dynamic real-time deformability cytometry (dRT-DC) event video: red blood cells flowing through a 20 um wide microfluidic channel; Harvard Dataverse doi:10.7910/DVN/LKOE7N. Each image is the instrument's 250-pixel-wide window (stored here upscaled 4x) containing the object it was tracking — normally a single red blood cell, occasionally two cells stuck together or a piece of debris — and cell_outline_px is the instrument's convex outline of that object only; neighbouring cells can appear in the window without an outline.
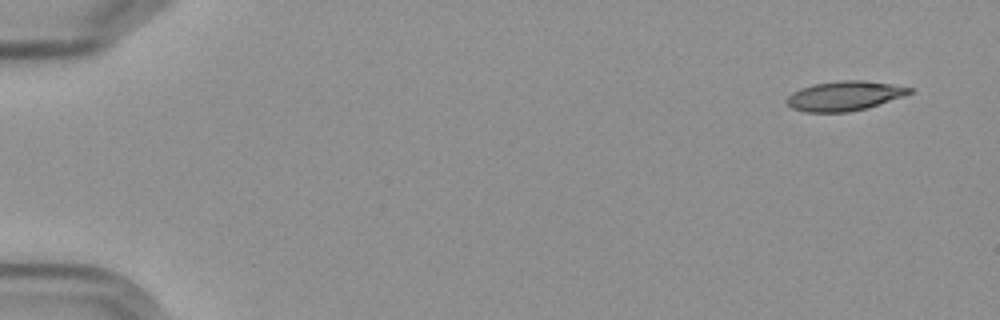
{"species": "Egyptian fruit bat (a non-hibernating species)", "species_latin": "Rousettus aegyptiacus", "temperature_condition": "cold", "stored_images_in_passage": 6, "camera_frame_rate_fps": 3000, "um_per_image_px": 0.085, "frame": {"image": 1, "passage_image": 1, "time_ms": 0.0, "image_size_px": [1000, 320], "cell_outline_px": [[912, 92], [868, 108], [848, 112], [804, 112], [792, 108], [784, 100], [792, 92], [800, 88], [812, 84], [840, 80], [864, 80], [912, 88]], "centroid_in_image_um": [71.7, 8.15], "position_along_channel_um": 13.3, "area_um2": 21.04}}
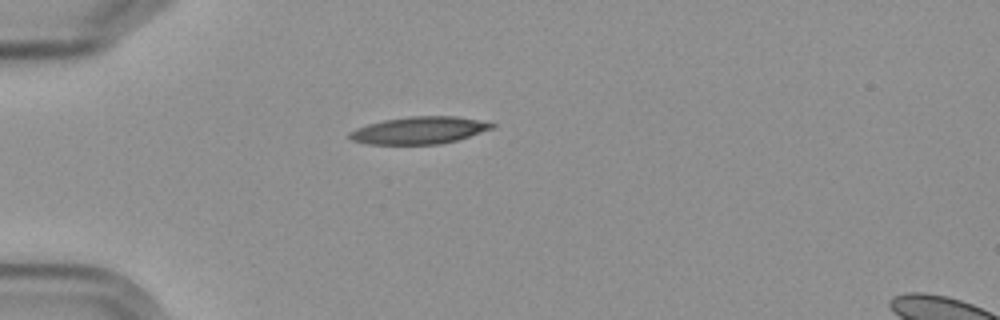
{"frame": {"image": 2, "passage_image": 4, "time_ms": 4.333, "image_size_px": [1000, 320], "cell_outline_px": [[496, 128], [456, 140], [440, 144], [368, 144], [352, 140], [348, 136], [348, 132], [356, 128], [368, 124], [384, 120], [412, 116], [456, 116], [496, 124]], "centroid_in_image_um": [35.63, 11.08], "position_along_channel_um": 49.4, "area_um2": 22.48}}
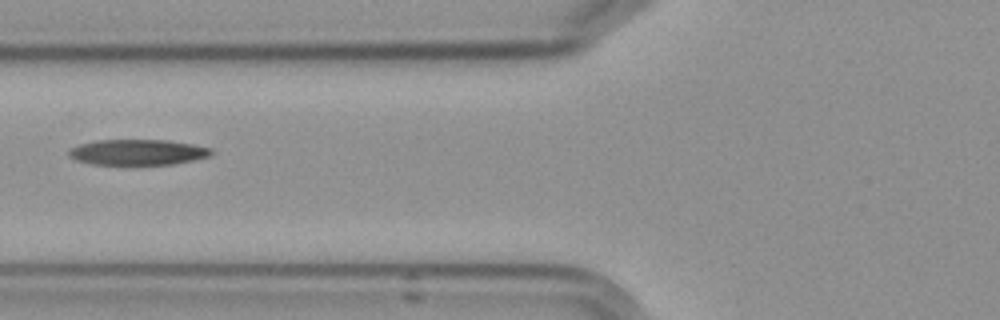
{"frame": {"image": 3, "passage_image": 6, "time_ms": 6.667, "image_size_px": [1000, 320], "cell_outline_px": [[212, 152], [208, 156], [192, 160], [172, 164], [92, 164], [76, 160], [68, 156], [68, 152], [76, 144], [96, 140], [168, 140], [192, 144], [212, 148]], "centroid_in_image_um": [11.66, 12.92], "position_along_channel_um": 114.1, "area_um2": 21.15}}